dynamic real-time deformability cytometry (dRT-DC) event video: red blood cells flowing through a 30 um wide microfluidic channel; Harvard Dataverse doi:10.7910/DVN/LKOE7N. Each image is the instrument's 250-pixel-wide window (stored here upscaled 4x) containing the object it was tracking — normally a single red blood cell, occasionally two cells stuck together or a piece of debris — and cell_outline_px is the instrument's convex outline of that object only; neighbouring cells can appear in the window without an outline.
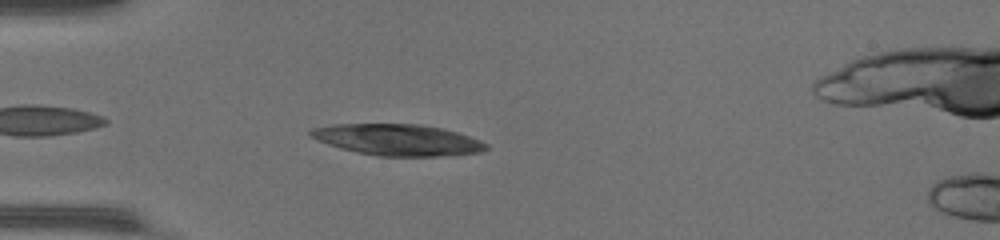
{"species": "common noctule bat (a hibernating species)", "species_latin": "Nyctalus noctula", "temperature_condition": "warm", "stored_images_in_passage": 34, "camera_frame_rate_fps": 3000, "um_per_image_px": 0.085, "animal": {"sex": "female", "body_mass_g": 17.0, "forearm_length_mm": 48.0}, "frame": {"image": 1, "passage_image": 3, "time_ms": 0.667, "image_size_px": [1000, 240], "cell_outline_px": [[488, 148], [480, 152], [436, 156], [380, 156], [356, 152], [340, 148], [328, 144], [308, 136], [308, 132], [312, 128], [332, 124], [420, 124], [440, 128], [456, 132], [480, 140], [488, 144]], "centroid_in_image_um": [33.75, 11.88], "position_along_channel_um": 51.2, "area_um2": 31.85}}
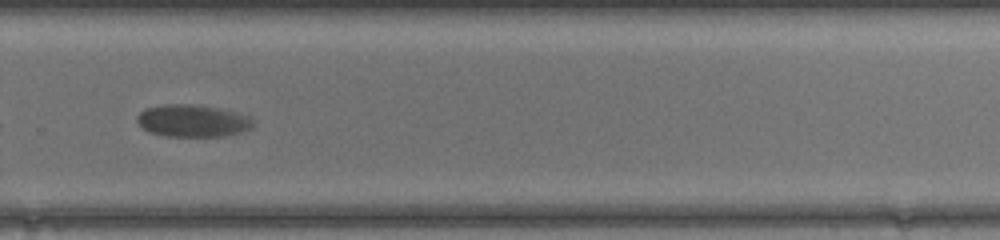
{"frame": {"image": 2, "passage_image": 25, "time_ms": 8.0, "image_size_px": [1000, 240], "cell_outline_px": [[256, 124], [252, 128], [240, 132], [224, 136], [164, 136], [148, 132], [136, 120], [136, 116], [144, 108], [168, 104], [188, 104], [220, 108], [240, 112], [256, 120]], "centroid_in_image_um": [16.42, 10.26], "position_along_channel_um": 313.4, "area_um2": 22.08}}
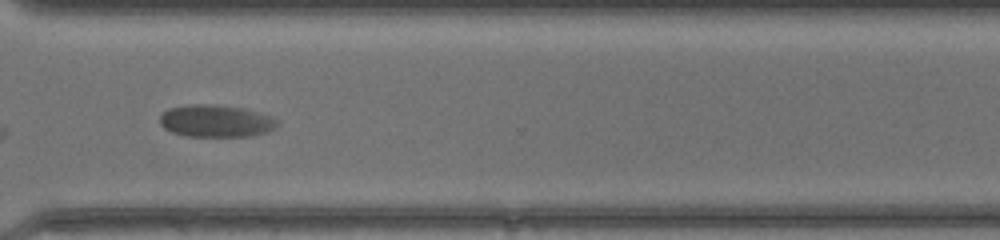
{"frame": {"image": 3, "passage_image": 28, "time_ms": 9.0, "image_size_px": [1000, 240], "cell_outline_px": [[276, 128], [268, 132], [252, 136], [184, 136], [172, 132], [164, 128], [160, 124], [160, 116], [168, 108], [188, 104], [216, 104], [244, 108], [272, 116], [276, 120]], "centroid_in_image_um": [18.35, 10.28], "position_along_channel_um": 352.3, "area_um2": 22.25}}